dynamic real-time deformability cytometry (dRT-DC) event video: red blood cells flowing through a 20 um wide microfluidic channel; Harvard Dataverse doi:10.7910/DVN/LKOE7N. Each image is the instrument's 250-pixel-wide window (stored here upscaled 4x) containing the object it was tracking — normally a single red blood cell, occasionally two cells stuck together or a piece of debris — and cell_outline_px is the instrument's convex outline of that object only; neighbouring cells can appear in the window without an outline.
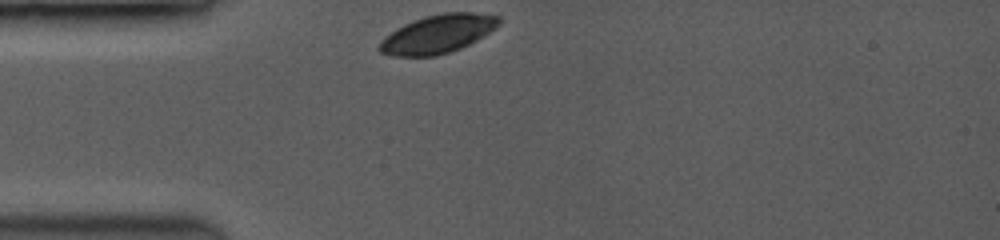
{"species": "common noctule bat (a hibernating species)", "species_latin": "Nyctalus noctula", "temperature_condition": "room temperature", "stored_images_in_passage": 37, "camera_frame_rate_fps": 3500, "um_per_image_px": 0.085, "animal": {"sex": "female", "body_mass_g": 19.0, "forearm_length_mm": 53.3}, "frame": {"image": 1, "passage_image": 1, "time_ms": 0.0, "image_size_px": [1000, 240], "cell_outline_px": [[500, 24], [476, 40], [460, 48], [436, 56], [396, 56], [380, 52], [376, 48], [380, 40], [384, 36], [396, 28], [404, 24], [424, 16], [444, 12], [472, 12], [500, 16]], "centroid_in_image_um": [37.16, 2.88], "position_along_channel_um": 47.8, "area_um2": 26.7}}
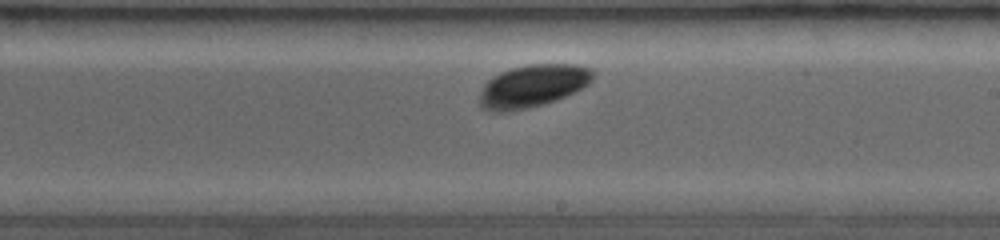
{"frame": {"image": 2, "passage_image": 24, "time_ms": 5.429, "image_size_px": [1000, 240], "cell_outline_px": [[596, 72], [592, 80], [588, 84], [564, 96], [540, 104], [524, 108], [504, 112], [500, 112], [484, 108], [480, 104], [480, 96], [484, 84], [492, 76], [500, 72], [512, 68], [528, 64], [576, 64], [592, 68]], "centroid_in_image_um": [45.3, 7.26], "position_along_channel_um": 243.7, "area_um2": 27.63}}
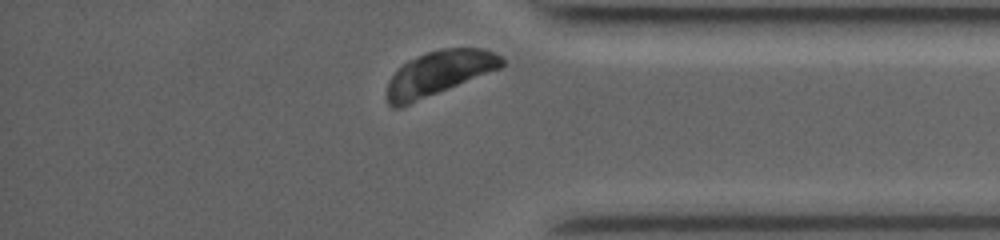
{"frame": {"image": 3, "passage_image": 37, "time_ms": 9.429, "image_size_px": [1000, 240], "cell_outline_px": [[504, 64], [500, 68], [400, 108], [392, 108], [388, 104], [388, 80], [408, 60], [428, 52], [444, 48], [480, 48], [492, 52], [500, 56], [504, 60]], "centroid_in_image_um": [37.3, 6.23], "position_along_channel_um": 397.9, "area_um2": 29.19}, "authors_computed_cell_mechanics": {"area_um2": 27.9174, "velocity_mm_per_s": 3.8955, "shape_relaxation_time_tau1_ms": 2.9568, "shape_relaxation_time_tau2_ms": null, "deformation_change_tau1": 0.1753, "deformation_change_tau2": null}}